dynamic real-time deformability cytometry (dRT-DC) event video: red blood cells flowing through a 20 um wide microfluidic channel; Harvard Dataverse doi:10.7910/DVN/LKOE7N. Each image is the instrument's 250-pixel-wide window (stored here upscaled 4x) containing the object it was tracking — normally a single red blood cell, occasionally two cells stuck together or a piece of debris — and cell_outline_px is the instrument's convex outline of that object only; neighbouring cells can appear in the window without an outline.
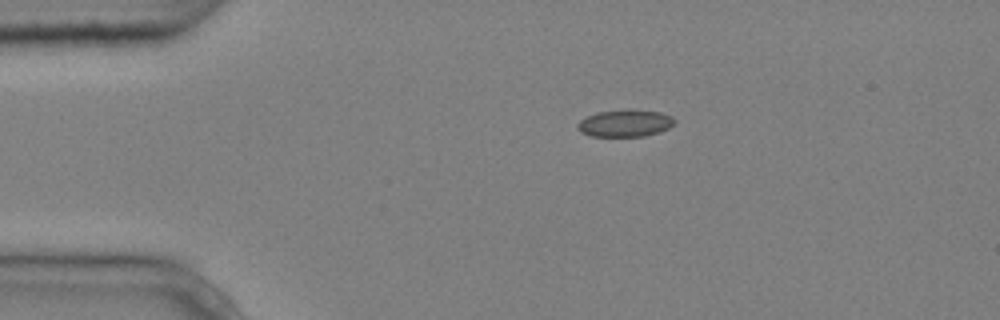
{"species": "common noctule bat (a hibernating species)", "species_latin": "Nyctalus noctula", "temperature_condition": "cold", "stored_images_in_passage": 3, "camera_frame_rate_fps": 3000, "um_per_image_px": 0.085, "animal": {"sex": "male", "body_mass_g": 20.4}, "frame": {"image": 1, "passage_image": 1, "time_ms": 0.0, "image_size_px": [1000, 320], "cell_outline_px": [[676, 124], [660, 132], [644, 136], [592, 136], [580, 132], [576, 124], [580, 120], [596, 112], [660, 112], [672, 116], [676, 120]], "centroid_in_image_um": [53.15, 10.52], "position_along_channel_um": 31.9, "area_um2": 14.68}}
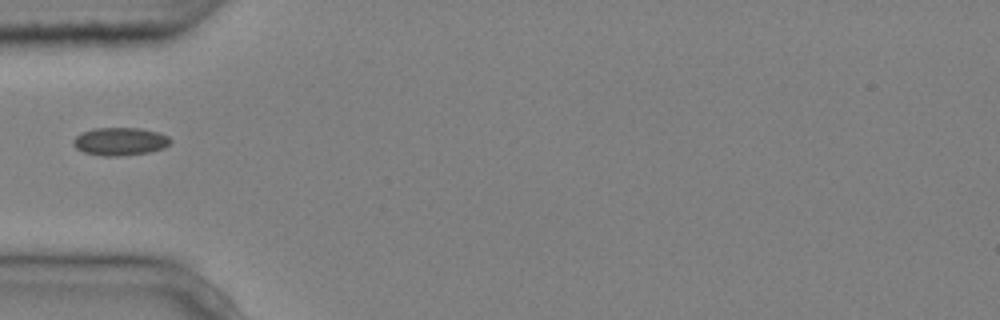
{"frame": {"image": 2, "passage_image": 3, "time_ms": 0.667, "image_size_px": [1000, 320], "cell_outline_px": [[172, 140], [164, 148], [148, 152], [120, 156], [104, 156], [84, 152], [76, 148], [72, 144], [72, 140], [80, 132], [92, 128], [140, 128], [156, 132], [168, 136]], "centroid_in_image_um": [10.16, 12.01], "position_along_channel_um": 74.8, "area_um2": 15.84}}